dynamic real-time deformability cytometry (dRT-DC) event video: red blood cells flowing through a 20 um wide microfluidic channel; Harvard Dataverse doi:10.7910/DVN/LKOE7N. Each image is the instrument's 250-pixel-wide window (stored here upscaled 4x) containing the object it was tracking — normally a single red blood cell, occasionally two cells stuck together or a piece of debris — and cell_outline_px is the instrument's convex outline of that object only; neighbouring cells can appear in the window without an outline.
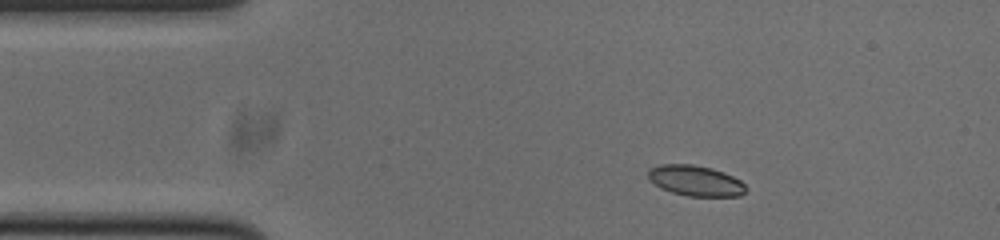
{"species": "common noctule bat (a hibernating species)", "species_latin": "Nyctalus noctula", "temperature_condition": "cold", "stored_images_in_passage": 47, "camera_frame_rate_fps": 3000, "um_per_image_px": 0.085, "animal": {"sex": "male", "body_mass_g": 20.0, "forearm_length_mm": 53.3}, "frame": {"image": 1, "passage_image": 2, "time_ms": 0.333, "image_size_px": [1000, 240], "cell_outline_px": [[748, 188], [740, 196], [688, 196], [672, 192], [660, 188], [648, 180], [648, 168], [660, 164], [692, 164], [712, 168], [724, 172], [740, 180]], "centroid_in_image_um": [59.09, 15.35], "position_along_channel_um": 25.9, "area_um2": 17.57}}
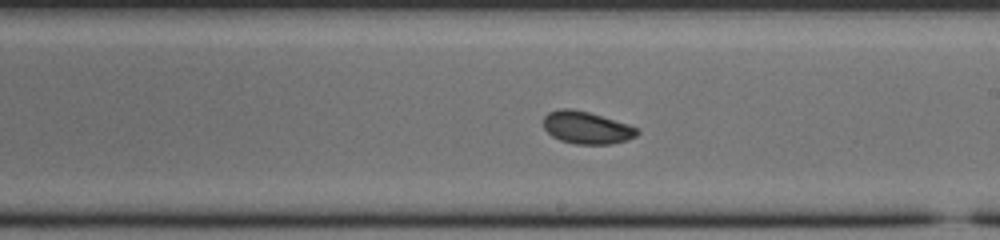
{"frame": {"image": 2, "passage_image": 23, "time_ms": 7.333, "image_size_px": [1000, 240], "cell_outline_px": [[640, 132], [636, 136], [628, 140], [612, 144], [576, 144], [560, 140], [552, 136], [544, 128], [544, 116], [548, 112], [560, 108], [568, 108], [588, 112], [628, 124], [640, 128]], "centroid_in_image_um": [49.89, 10.85], "position_along_channel_um": 239.1, "area_um2": 17.74}}
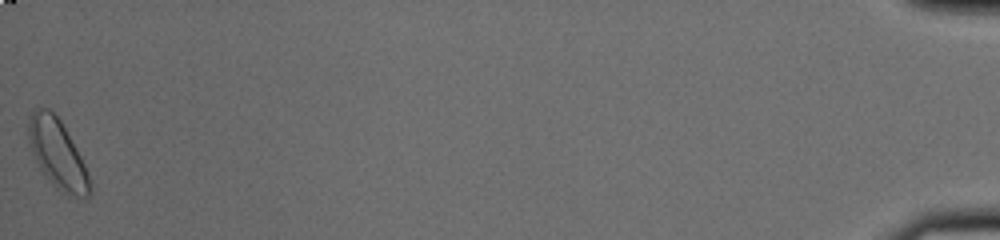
{"frame": {"image": 3, "passage_image": 47, "time_ms": 15.333, "image_size_px": [1000, 240], "cell_outline_px": [[92, 192], [88, 200], [84, 200], [68, 196], [60, 192], [44, 176], [28, 144], [28, 116], [36, 108], [48, 108], [60, 120], [76, 148], [84, 164], [92, 184]], "centroid_in_image_um": [4.9, 13.16], "position_along_channel_um": 430.3, "area_um2": 25.03}, "authors_computed_cell_mechanics": {"area_um2": 17.629, "velocity_mm_per_s": 3.7569, "shape_relaxation_time_tau1_ms": 7.3358, "shape_relaxation_time_tau2_ms": 3.2396, "deformation_change_tau1": 0.1385, "deformation_change_tau2": 0.046}}